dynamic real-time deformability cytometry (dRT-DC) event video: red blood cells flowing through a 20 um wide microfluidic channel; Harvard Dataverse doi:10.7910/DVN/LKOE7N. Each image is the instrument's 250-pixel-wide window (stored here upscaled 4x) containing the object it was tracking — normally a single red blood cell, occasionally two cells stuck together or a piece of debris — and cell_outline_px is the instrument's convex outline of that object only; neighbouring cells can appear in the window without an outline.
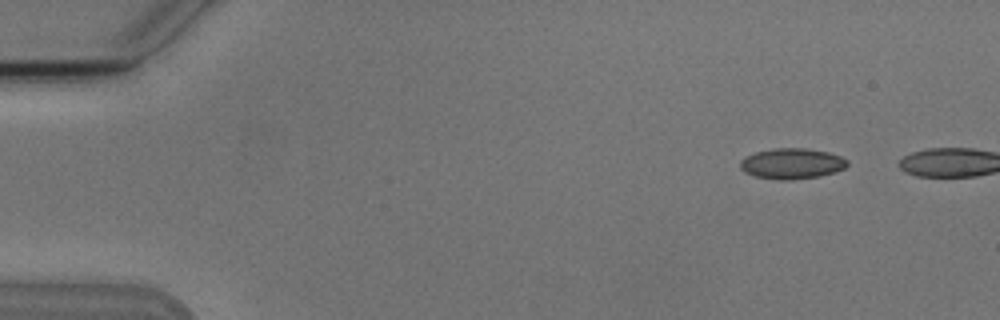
{"species": "Egyptian fruit bat (a non-hibernating species)", "species_latin": "Rousettus aegyptiacus", "temperature_condition": "cold", "stored_images_in_passage": 5, "camera_frame_rate_fps": 3000, "um_per_image_px": 0.085, "animal": {"sex": "male"}, "frame": {"image": 1, "passage_image": 1, "time_ms": 0.0, "image_size_px": [1000, 320], "cell_outline_px": [[848, 164], [844, 168], [836, 172], [820, 176], [792, 180], [776, 180], [756, 176], [744, 172], [740, 168], [740, 160], [744, 156], [756, 152], [772, 148], [804, 148], [828, 152], [840, 156], [848, 160]], "centroid_in_image_um": [67.29, 13.91], "position_along_channel_um": 17.7, "area_um2": 19.31}}